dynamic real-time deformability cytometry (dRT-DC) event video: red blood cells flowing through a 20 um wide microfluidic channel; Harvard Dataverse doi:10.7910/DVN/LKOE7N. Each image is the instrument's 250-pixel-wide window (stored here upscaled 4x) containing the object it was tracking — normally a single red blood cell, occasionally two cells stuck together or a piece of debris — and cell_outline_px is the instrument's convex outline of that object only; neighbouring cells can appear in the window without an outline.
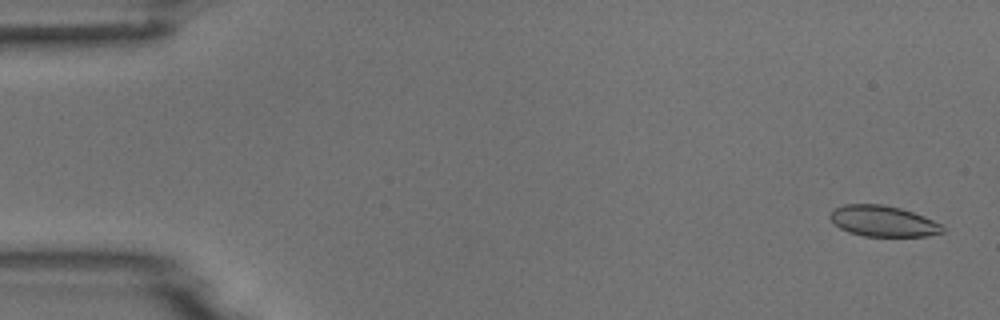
{"species": "common noctule bat (a hibernating species)", "species_latin": "Nyctalus noctula", "temperature_condition": "room temperature", "stored_images_in_passage": 8, "camera_frame_rate_fps": 3000, "um_per_image_px": 0.085, "animal": {"sex": "male", "body_mass_g": 18.8}, "frame": {"image": 1, "passage_image": 1, "time_ms": 0.0, "image_size_px": [1000, 320], "cell_outline_px": [[944, 232], [928, 236], [864, 236], [848, 232], [832, 224], [828, 216], [836, 208], [844, 204], [884, 204], [900, 208], [924, 216], [940, 224], [944, 228]], "centroid_in_image_um": [75.03, 18.8], "position_along_channel_um": 10.0, "area_um2": 20.29}}
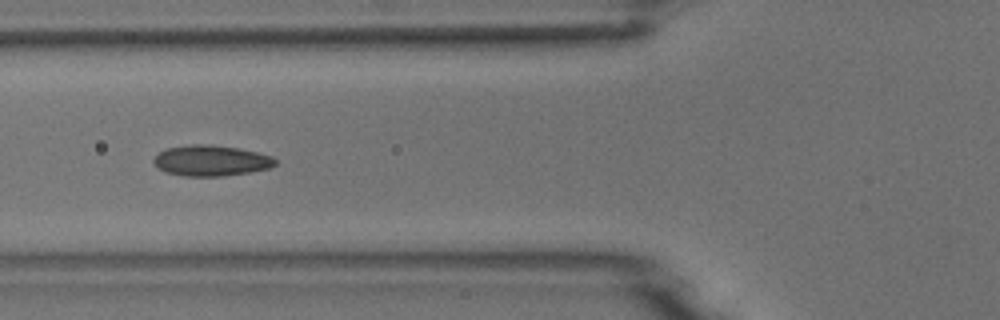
{"frame": {"image": 2, "passage_image": 6, "time_ms": 6.0, "image_size_px": [1000, 320], "cell_outline_px": [[276, 164], [272, 168], [224, 176], [184, 176], [164, 172], [156, 168], [152, 160], [160, 152], [168, 148], [192, 144], [208, 144], [240, 148], [272, 156], [276, 160]], "centroid_in_image_um": [17.93, 13.66], "position_along_channel_um": 107.9, "area_um2": 21.91}}
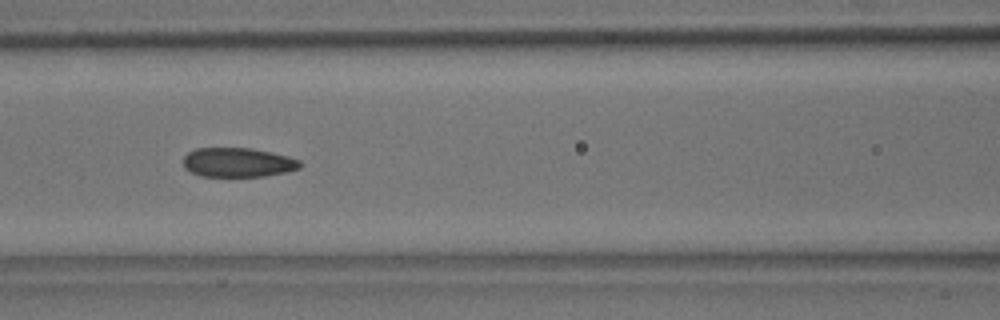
{"frame": {"image": 3, "passage_image": 7, "time_ms": 7.0, "image_size_px": [1000, 320], "cell_outline_px": [[304, 164], [300, 168], [284, 172], [264, 176], [200, 176], [184, 168], [184, 156], [188, 152], [196, 148], [252, 148], [272, 152], [288, 156], [300, 160]], "centroid_in_image_um": [20.24, 13.8], "position_along_channel_um": 146.4, "area_um2": 20.0}}